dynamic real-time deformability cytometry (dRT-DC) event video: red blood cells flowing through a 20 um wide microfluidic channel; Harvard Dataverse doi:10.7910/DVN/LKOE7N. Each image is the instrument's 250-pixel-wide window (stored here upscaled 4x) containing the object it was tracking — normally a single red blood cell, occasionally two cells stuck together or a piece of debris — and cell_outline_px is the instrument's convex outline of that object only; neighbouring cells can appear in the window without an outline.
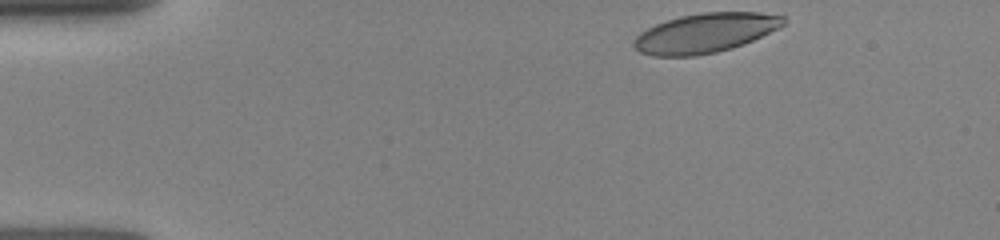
{"species": "human", "species_latin": "Homo sapiens", "temperature_condition": "room temperature", "stored_images_in_passage": 23, "camera_frame_rate_fps": 3000, "um_per_image_px": 0.085, "donor": {"sex": "female"}, "frame": {"image": 1, "passage_image": 1, "time_ms": 0.0, "image_size_px": [1000, 240], "cell_outline_px": [[784, 24], [780, 28], [744, 44], [732, 48], [716, 52], [696, 56], [652, 56], [640, 52], [632, 44], [636, 36], [640, 32], [656, 24], [680, 16], [700, 12], [760, 12], [784, 16]], "centroid_in_image_um": [59.95, 2.8], "position_along_channel_um": 25.1, "area_um2": 34.45}}
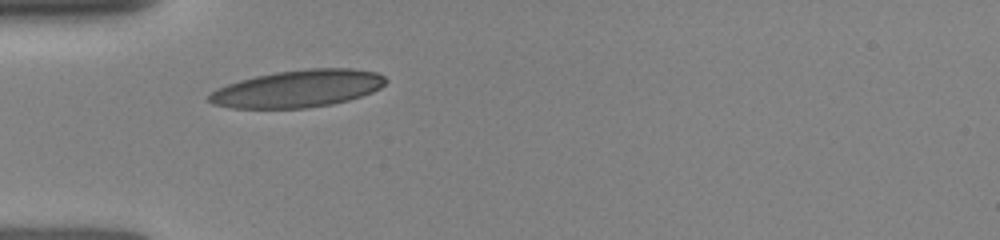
{"frame": {"image": 2, "passage_image": 22, "time_ms": 2.667, "image_size_px": [1000, 240], "cell_outline_px": [[388, 80], [380, 88], [372, 92], [348, 100], [332, 104], [308, 108], [232, 108], [212, 104], [208, 100], [208, 96], [216, 88], [240, 80], [256, 76], [276, 72], [308, 68], [352, 68], [376, 72], [384, 76]], "centroid_in_image_um": [25.32, 7.53], "position_along_channel_um": 59.7, "area_um2": 38.38}}